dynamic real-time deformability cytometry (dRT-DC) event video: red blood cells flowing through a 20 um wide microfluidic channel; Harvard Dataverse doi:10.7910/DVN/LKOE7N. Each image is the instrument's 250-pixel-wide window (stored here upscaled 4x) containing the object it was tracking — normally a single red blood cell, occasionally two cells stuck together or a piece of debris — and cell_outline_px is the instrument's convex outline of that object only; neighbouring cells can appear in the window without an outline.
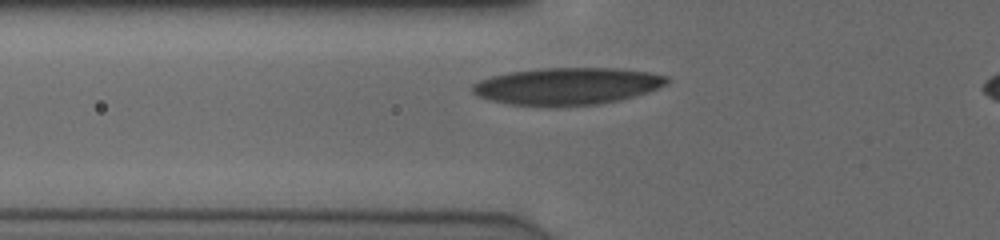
{"species": "human", "species_latin": "Homo sapiens", "temperature_condition": "cold", "stored_images_in_passage": 32, "camera_frame_rate_fps": 3000, "um_per_image_px": 0.085, "donor": {"sex": "male"}, "frame": {"image": 1, "passage_image": 6, "time_ms": 1.667, "image_size_px": [1000, 240], "cell_outline_px": [[668, 80], [664, 84], [648, 92], [620, 100], [600, 104], [548, 108], [508, 104], [476, 96], [472, 92], [472, 84], [480, 80], [492, 76], [508, 72], [540, 68], [620, 68], [648, 72], [668, 76]], "centroid_in_image_um": [48.16, 7.34], "position_along_channel_um": 77.6, "area_um2": 42.6}}
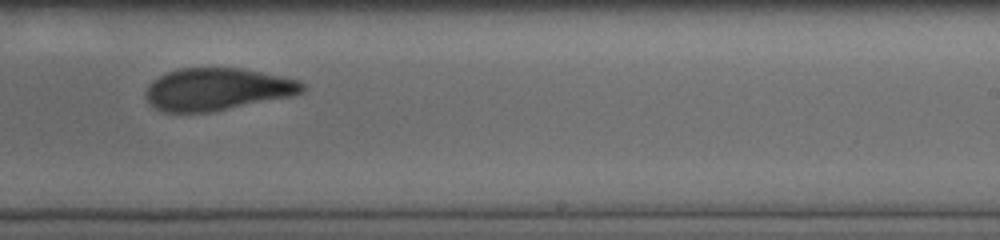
{"frame": {"image": 2, "passage_image": 21, "time_ms": 6.667, "image_size_px": [1000, 240], "cell_outline_px": [[304, 88], [300, 92], [292, 96], [208, 112], [164, 112], [156, 108], [148, 100], [144, 92], [148, 84], [152, 80], [168, 72], [180, 68], [240, 68], [300, 80], [304, 84]], "centroid_in_image_um": [18.43, 7.58], "position_along_channel_um": 270.6, "area_um2": 38.21}}
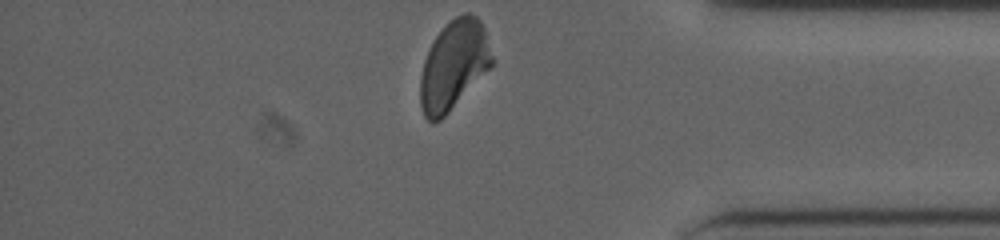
{"frame": {"image": 3, "passage_image": 32, "time_ms": 10.333, "image_size_px": [1000, 240], "cell_outline_px": [[492, 68], [440, 120], [432, 124], [424, 116], [420, 104], [420, 76], [424, 60], [436, 36], [456, 16], [464, 12], [468, 12], [476, 16], [480, 20], [484, 28], [492, 56]], "centroid_in_image_um": [38.57, 5.57], "position_along_channel_um": 396.6, "area_um2": 36.99}, "authors_computed_cell_mechanics": {"area_um2": 39.7086, "velocity_mm_per_s": 3.8697, "shape_relaxation_time_tau1_ms": 5.2977, "shape_relaxation_time_tau2_ms": 1.7672, "deformation_change_tau1": 0.1627, "deformation_change_tau2": 0.0727}}